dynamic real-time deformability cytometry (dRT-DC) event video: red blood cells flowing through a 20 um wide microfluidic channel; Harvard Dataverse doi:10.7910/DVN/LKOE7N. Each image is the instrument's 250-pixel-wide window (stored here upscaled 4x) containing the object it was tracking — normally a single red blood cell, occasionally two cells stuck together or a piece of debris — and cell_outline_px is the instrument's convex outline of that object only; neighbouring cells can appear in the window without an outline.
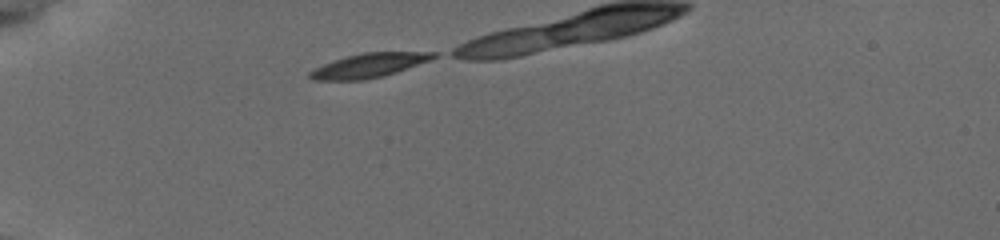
{"species": "common noctule bat (a hibernating species)", "species_latin": "Nyctalus noctula", "temperature_condition": "cold", "stored_images_in_passage": 13, "camera_frame_rate_fps": 3000, "um_per_image_px": 0.085, "animal": {"sex": "female", "body_mass_g": 19.5, "forearm_length_mm": 54.1}, "frame": {"image": 1, "passage_image": 1, "time_ms": 0.0, "image_size_px": [1000, 240], "cell_outline_px": [[436, 56], [428, 60], [380, 76], [360, 80], [316, 80], [308, 76], [308, 72], [324, 64], [344, 56], [364, 52], [436, 52]], "centroid_in_image_um": [31.27, 5.54], "position_along_channel_um": 53.7, "area_um2": 16.76}}
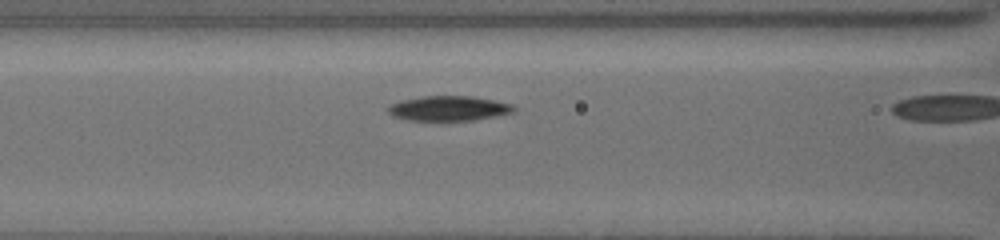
{"frame": {"image": 2, "passage_image": 12, "time_ms": 2.667, "image_size_px": [1000, 240], "cell_outline_px": [[516, 108], [512, 112], [472, 120], [408, 120], [396, 116], [388, 112], [388, 108], [392, 104], [400, 100], [424, 96], [472, 96], [512, 104]], "centroid_in_image_um": [38.13, 9.2], "position_along_channel_um": 128.5, "area_um2": 17.8}}